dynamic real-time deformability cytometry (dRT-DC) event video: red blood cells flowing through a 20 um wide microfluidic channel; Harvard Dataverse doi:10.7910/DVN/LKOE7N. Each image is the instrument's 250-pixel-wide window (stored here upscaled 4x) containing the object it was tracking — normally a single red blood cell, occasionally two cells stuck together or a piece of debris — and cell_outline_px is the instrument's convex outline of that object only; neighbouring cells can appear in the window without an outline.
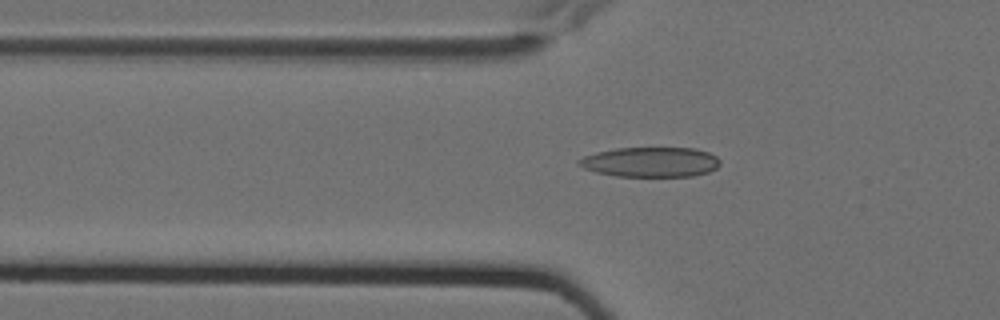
{"species": "Egyptian fruit bat (a non-hibernating species)", "species_latin": "Rousettus aegyptiacus", "temperature_condition": "cold", "stored_images_in_passage": 9, "camera_frame_rate_fps": 3000, "um_per_image_px": 0.085, "animal": {"sex": "female"}, "frame": {"image": 1, "passage_image": 9, "time_ms": 2.667, "image_size_px": [1000, 320], "cell_outline_px": [[720, 164], [716, 168], [708, 172], [692, 176], [616, 176], [596, 172], [584, 168], [576, 160], [584, 156], [596, 152], [616, 148], [696, 148], [708, 152], [716, 156], [720, 160]], "centroid_in_image_um": [55.31, 13.77], "position_along_channel_um": 70.5, "area_um2": 24.57}}